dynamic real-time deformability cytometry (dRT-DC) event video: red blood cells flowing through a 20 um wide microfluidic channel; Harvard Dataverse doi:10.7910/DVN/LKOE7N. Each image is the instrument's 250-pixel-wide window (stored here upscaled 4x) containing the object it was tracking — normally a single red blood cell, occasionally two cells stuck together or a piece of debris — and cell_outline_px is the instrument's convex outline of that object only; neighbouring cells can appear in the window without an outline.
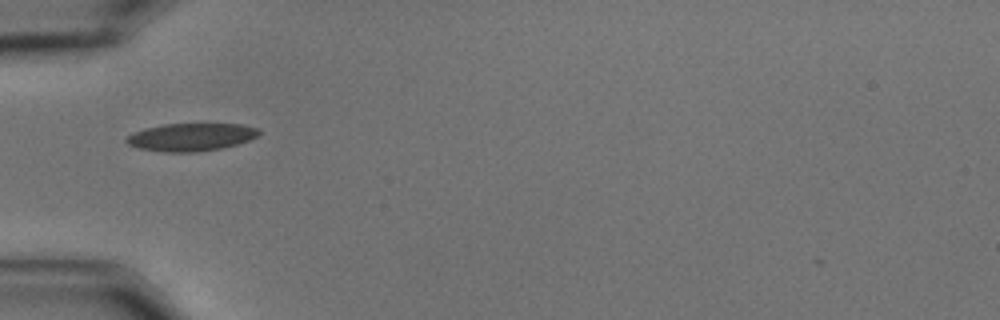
{"species": "common noctule bat (a hibernating species)", "species_latin": "Nyctalus noctula", "temperature_condition": "cold", "stored_images_in_passage": 35, "camera_frame_rate_fps": 3000, "um_per_image_px": 0.085, "animal": {"sex": "male", "body_mass_g": 15.6}, "frame": {"image": 1, "passage_image": 1, "time_ms": 0.0, "image_size_px": [1000, 320], "cell_outline_px": [[260, 132], [256, 136], [248, 140], [236, 144], [220, 148], [196, 152], [164, 152], [140, 148], [128, 144], [124, 140], [128, 136], [144, 128], [164, 124], [240, 124], [260, 128]], "centroid_in_image_um": [16.24, 11.64], "position_along_channel_um": 68.8, "area_um2": 21.21}}
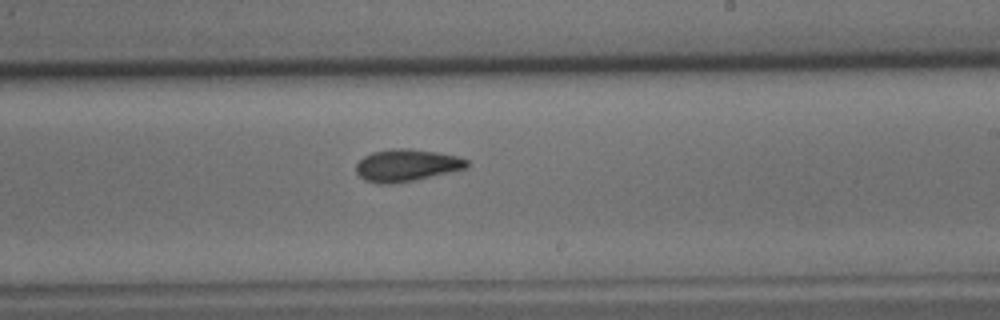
{"frame": {"image": 2, "passage_image": 17, "time_ms": 5.333, "image_size_px": [1000, 320], "cell_outline_px": [[468, 168], [412, 180], [388, 184], [380, 184], [364, 180], [356, 172], [356, 164], [364, 156], [372, 152], [396, 148], [408, 148], [436, 152], [456, 156], [468, 160]], "centroid_in_image_um": [34.54, 14.04], "position_along_channel_um": 254.5, "area_um2": 20.52}}
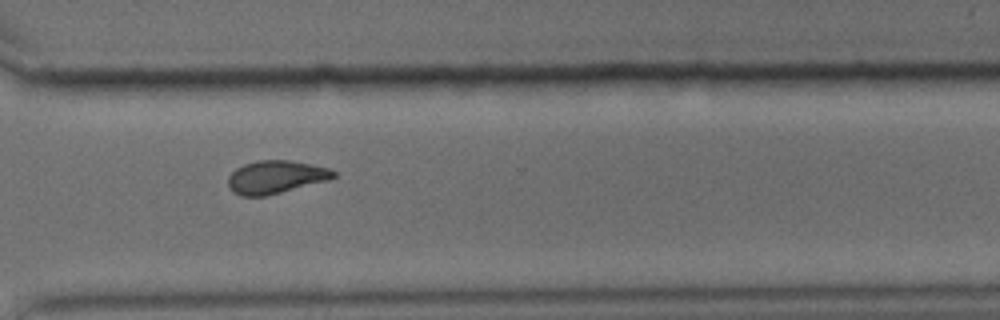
{"frame": {"image": 3, "passage_image": 25, "time_ms": 8.0, "image_size_px": [1000, 320], "cell_outline_px": [[336, 176], [328, 180], [268, 196], [240, 196], [232, 192], [228, 184], [228, 176], [236, 168], [244, 164], [260, 160], [288, 160], [328, 168], [336, 172]], "centroid_in_image_um": [23.41, 15.06], "position_along_channel_um": 347.2, "area_um2": 20.23}, "authors_computed_cell_mechanics": {"area_um2": 20.23, "velocity_mm_per_s": 3.4785, "shape_relaxation_time_tau1_ms": 8.1166, "shape_relaxation_time_tau2_ms": 4.9034, "deformation_change_tau1": 0.1607, "deformation_change_tau2": 0.0962}}